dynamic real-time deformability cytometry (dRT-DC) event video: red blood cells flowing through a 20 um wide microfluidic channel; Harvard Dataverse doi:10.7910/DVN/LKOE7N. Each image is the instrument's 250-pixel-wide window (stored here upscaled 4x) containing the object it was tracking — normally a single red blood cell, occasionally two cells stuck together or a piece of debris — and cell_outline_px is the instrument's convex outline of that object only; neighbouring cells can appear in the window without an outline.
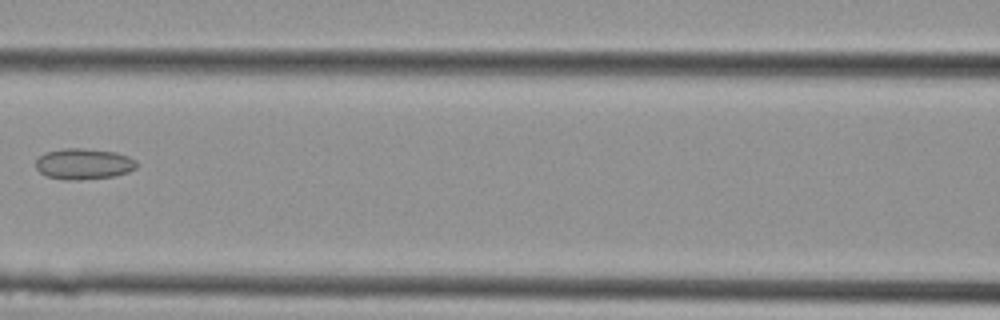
{"species": "Egyptian fruit bat (a non-hibernating species)", "species_latin": "Rousettus aegyptiacus", "temperature_condition": "cold", "stored_images_in_passage": 19, "camera_frame_rate_fps": 3000, "um_per_image_px": 0.085, "animal": {"sex": "female"}, "frame": {"image": 1, "passage_image": 8, "time_ms": 2.333, "image_size_px": [1000, 320], "cell_outline_px": [[136, 168], [128, 172], [116, 176], [80, 180], [64, 180], [44, 176], [36, 168], [36, 160], [44, 152], [64, 148], [80, 148], [116, 152], [128, 156], [136, 160]], "centroid_in_image_um": [7.09, 13.94], "position_along_channel_um": 159.5, "area_um2": 18.38}}
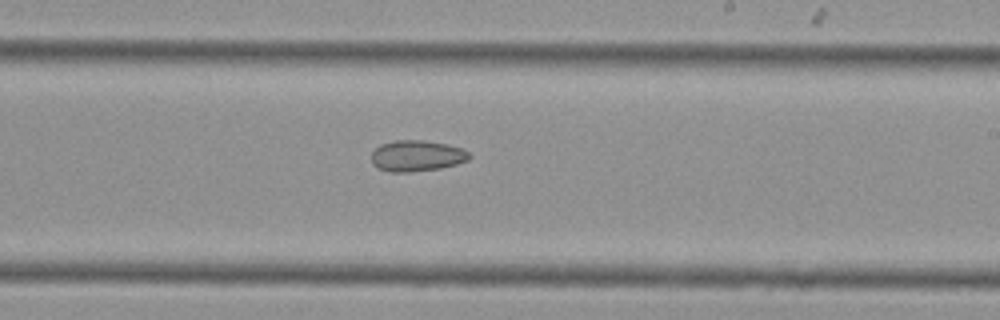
{"frame": {"image": 2, "passage_image": 12, "time_ms": 3.667, "image_size_px": [1000, 320], "cell_outline_px": [[472, 156], [468, 160], [456, 164], [440, 168], [408, 172], [388, 172], [372, 164], [372, 152], [380, 144], [396, 140], [424, 140], [448, 144], [464, 148]], "centroid_in_image_um": [35.45, 13.23], "position_along_channel_um": 253.6, "area_um2": 17.8}}
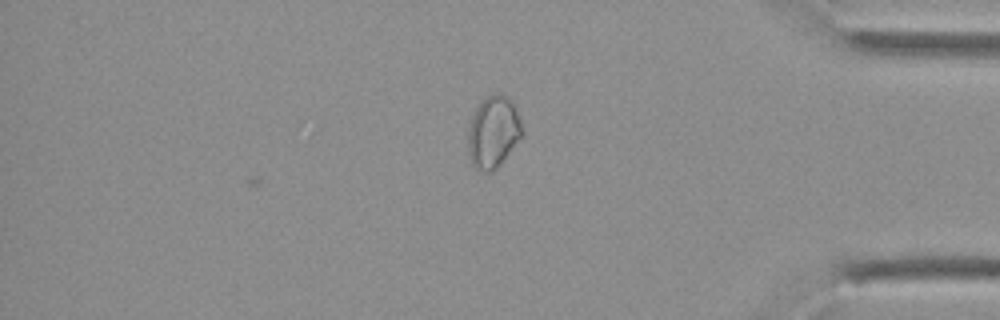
{"frame": {"image": 3, "passage_image": 19, "time_ms": 6.0, "image_size_px": [1000, 320], "cell_outline_px": [[520, 136], [496, 168], [492, 172], [484, 172], [476, 168], [472, 164], [468, 148], [468, 132], [472, 116], [476, 108], [492, 92], [504, 92], [508, 96], [516, 108], [520, 120]], "centroid_in_image_um": [41.9, 11.17], "position_along_channel_um": 393.3, "area_um2": 22.08}}